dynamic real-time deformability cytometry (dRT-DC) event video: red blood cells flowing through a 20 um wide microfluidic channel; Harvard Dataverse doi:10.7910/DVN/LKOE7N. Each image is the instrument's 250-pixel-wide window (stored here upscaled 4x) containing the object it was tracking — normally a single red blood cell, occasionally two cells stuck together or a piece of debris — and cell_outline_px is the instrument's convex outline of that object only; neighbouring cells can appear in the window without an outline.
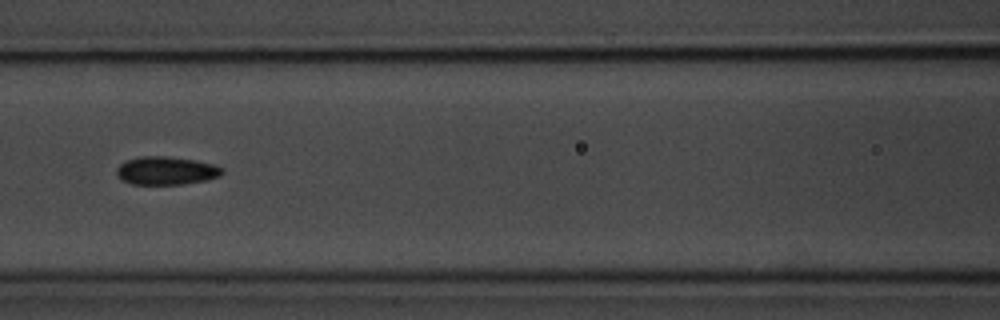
{"species": "common noctule bat (a hibernating species)", "species_latin": "Nyctalus noctula", "temperature_condition": "room temperature", "stored_images_in_passage": 8, "camera_frame_rate_fps": 3000, "um_per_image_px": 0.085, "animal": {"sex": "male", "body_mass_g": 20.1, "forearm_length_mm": 53.5}, "frame": {"image": 1, "passage_image": 5, "time_ms": 5.667, "image_size_px": [1000, 320], "cell_outline_px": [[224, 172], [220, 176], [204, 180], [184, 184], [132, 184], [120, 180], [116, 176], [116, 168], [124, 160], [140, 156], [164, 156], [196, 160], [212, 164], [224, 168]], "centroid_in_image_um": [14.08, 14.5], "position_along_channel_um": 152.5, "area_um2": 17.51}}
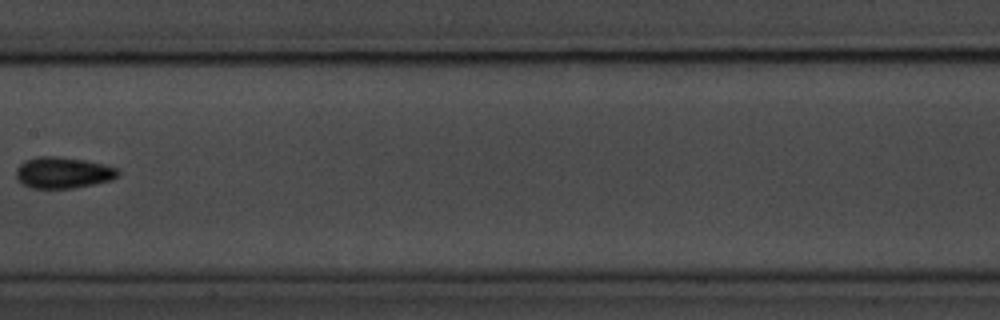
{"frame": {"image": 2, "passage_image": 6, "time_ms": 7.0, "image_size_px": [1000, 320], "cell_outline_px": [[120, 172], [112, 180], [72, 188], [32, 188], [20, 184], [16, 176], [16, 168], [24, 160], [36, 156], [56, 156], [88, 160], [104, 164], [116, 168]], "centroid_in_image_um": [5.32, 14.66], "position_along_channel_um": 202.1, "area_um2": 18.73}}